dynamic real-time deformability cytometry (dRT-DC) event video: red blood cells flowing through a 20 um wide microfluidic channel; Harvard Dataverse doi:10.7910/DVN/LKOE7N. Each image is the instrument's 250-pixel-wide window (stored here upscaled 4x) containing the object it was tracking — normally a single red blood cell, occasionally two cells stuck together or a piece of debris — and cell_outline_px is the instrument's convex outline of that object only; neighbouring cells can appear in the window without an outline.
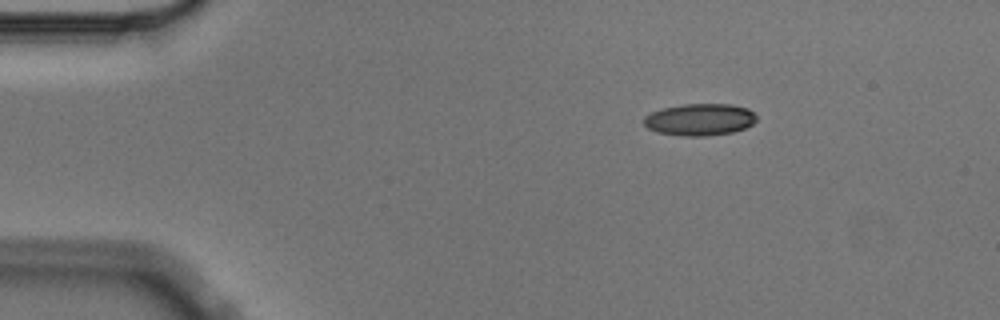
{"species": "Egyptian fruit bat (a non-hibernating species)", "species_latin": "Rousettus aegyptiacus", "temperature_condition": "cold", "stored_images_in_passage": 3, "camera_frame_rate_fps": 3000, "um_per_image_px": 0.085, "animal": {"sex": "male"}, "frame": {"image": 1, "passage_image": 1, "time_ms": 0.0, "image_size_px": [1000, 320], "cell_outline_px": [[756, 120], [752, 124], [744, 128], [732, 132], [708, 136], [684, 136], [656, 132], [648, 128], [644, 124], [644, 116], [660, 108], [680, 104], [732, 104], [748, 108], [756, 116]], "centroid_in_image_um": [59.46, 10.15], "position_along_channel_um": 25.5, "area_um2": 21.1}}